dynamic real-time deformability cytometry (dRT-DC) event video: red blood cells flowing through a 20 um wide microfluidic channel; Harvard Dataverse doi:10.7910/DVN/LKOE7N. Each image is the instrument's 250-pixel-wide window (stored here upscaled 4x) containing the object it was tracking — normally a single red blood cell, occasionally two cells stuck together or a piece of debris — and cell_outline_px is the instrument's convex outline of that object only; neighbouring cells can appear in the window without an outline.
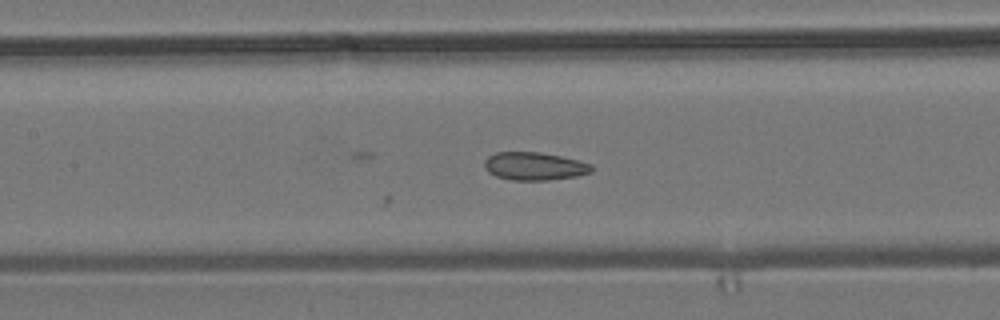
{"species": "common noctule bat (a hibernating species)", "species_latin": "Nyctalus noctula", "temperature_condition": "room temperature", "stored_images_in_passage": 21, "camera_frame_rate_fps": 3000, "um_per_image_px": 0.085, "animal": {"sex": "male", "body_mass_g": 19.2, "forearm_length_mm": 51.8}, "frame": {"image": 1, "passage_image": 21, "time_ms": 6.667, "image_size_px": [1000, 320], "cell_outline_px": [[596, 168], [592, 172], [576, 176], [548, 180], [512, 180], [496, 176], [488, 172], [484, 168], [484, 160], [488, 156], [496, 152], [540, 152], [560, 156], [592, 164]], "centroid_in_image_um": [45.42, 14.13], "position_along_channel_um": 162.0, "area_um2": 17.57}}